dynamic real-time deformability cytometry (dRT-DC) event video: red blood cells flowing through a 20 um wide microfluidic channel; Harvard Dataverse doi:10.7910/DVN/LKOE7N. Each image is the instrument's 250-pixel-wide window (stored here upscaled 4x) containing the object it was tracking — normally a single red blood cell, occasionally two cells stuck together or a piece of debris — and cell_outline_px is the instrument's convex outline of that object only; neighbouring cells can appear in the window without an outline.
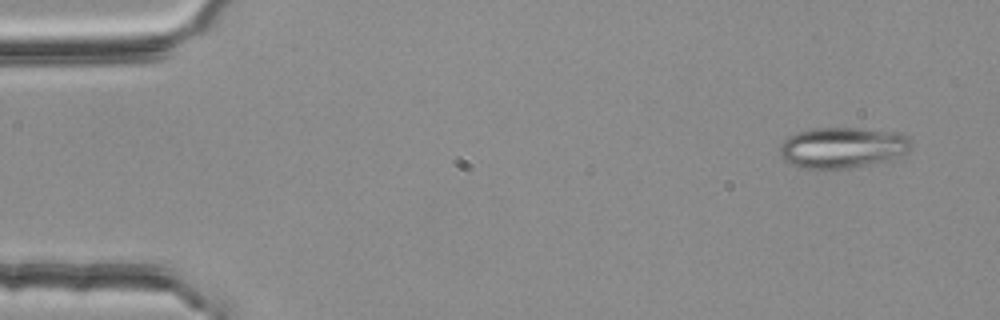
{"species": "common noctule bat (a hibernating species)", "species_latin": "Nyctalus noctula", "temperature_condition": "room temperature", "stored_images_in_passage": 51, "camera_frame_rate_fps": 3000, "um_per_image_px": 0.085, "animal": {"sex": "female", "body_mass_g": 25.1}, "frame": {"image": 1, "passage_image": 1, "time_ms": 0.0, "image_size_px": [1000, 320], "cell_outline_px": [[912, 144], [908, 152], [900, 156], [888, 160], [848, 168], [824, 172], [804, 168], [792, 164], [784, 160], [780, 156], [780, 144], [788, 136], [800, 132], [816, 128], [856, 128], [900, 132]], "centroid_in_image_um": [71.58, 12.57], "position_along_channel_um": 13.4, "area_um2": 31.62}}
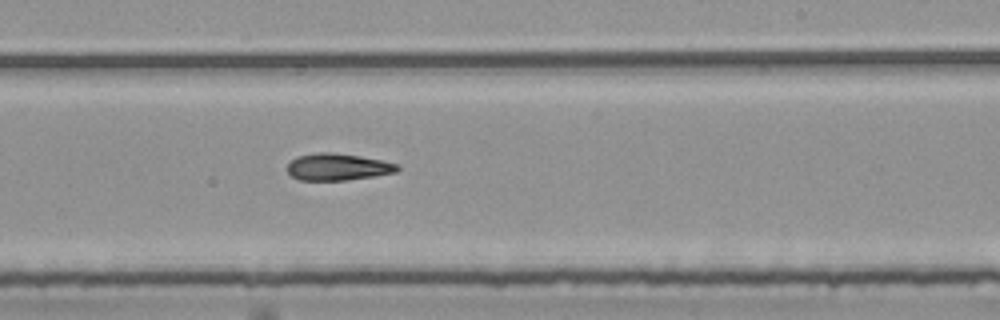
{"frame": {"image": 2, "passage_image": 30, "time_ms": 9.667, "image_size_px": [1000, 320], "cell_outline_px": [[400, 168], [396, 172], [372, 176], [344, 180], [300, 180], [292, 176], [288, 172], [288, 164], [296, 156], [316, 152], [332, 152], [360, 156], [400, 164]], "centroid_in_image_um": [28.7, 14.18], "position_along_channel_um": 260.3, "area_um2": 17.17}}
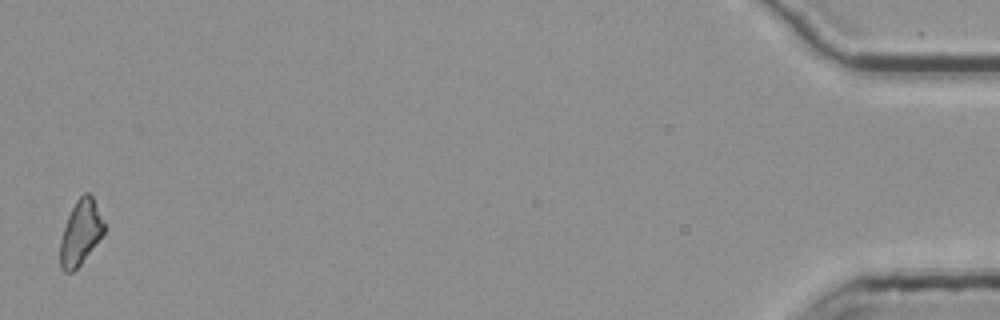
{"frame": {"image": 3, "passage_image": 51, "time_ms": 16.667, "image_size_px": [1000, 320], "cell_outline_px": [[104, 232], [80, 264], [72, 272], [64, 272], [60, 268], [60, 240], [68, 216], [76, 200], [84, 192], [88, 192], [92, 196], [104, 224]], "centroid_in_image_um": [6.82, 19.77], "position_along_channel_um": 428.4, "area_um2": 16.13}}